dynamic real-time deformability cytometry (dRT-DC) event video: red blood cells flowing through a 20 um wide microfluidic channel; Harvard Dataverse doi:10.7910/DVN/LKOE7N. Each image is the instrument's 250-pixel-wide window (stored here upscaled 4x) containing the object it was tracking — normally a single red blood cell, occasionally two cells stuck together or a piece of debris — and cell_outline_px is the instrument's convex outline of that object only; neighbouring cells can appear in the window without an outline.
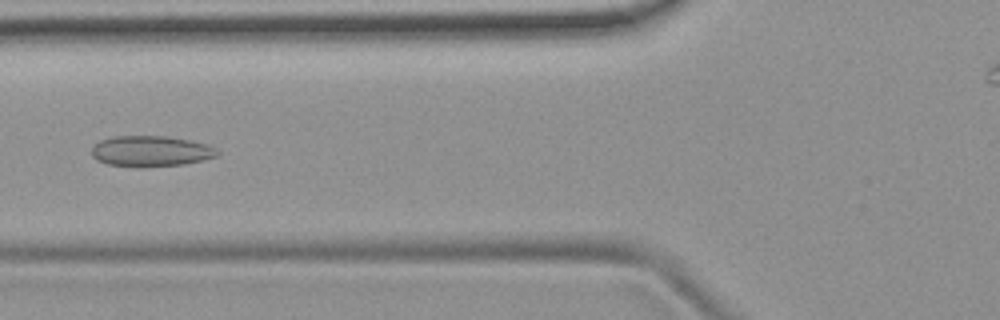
{"species": "common noctule bat (a hibernating species)", "species_latin": "Nyctalus noctula", "temperature_condition": "room temperature", "stored_images_in_passage": 5, "camera_frame_rate_fps": 3000, "um_per_image_px": 0.085, "animal": {"sex": "female", "body_mass_g": 19.9}, "frame": {"image": 1, "passage_image": 5, "time_ms": 4.667, "image_size_px": [1000, 320], "cell_outline_px": [[220, 152], [216, 156], [184, 164], [144, 168], [140, 168], [108, 164], [96, 160], [92, 156], [92, 148], [100, 140], [116, 136], [164, 136], [188, 140], [208, 144], [216, 148]], "centroid_in_image_um": [12.81, 12.86], "position_along_channel_um": 113.0, "area_um2": 22.6}}